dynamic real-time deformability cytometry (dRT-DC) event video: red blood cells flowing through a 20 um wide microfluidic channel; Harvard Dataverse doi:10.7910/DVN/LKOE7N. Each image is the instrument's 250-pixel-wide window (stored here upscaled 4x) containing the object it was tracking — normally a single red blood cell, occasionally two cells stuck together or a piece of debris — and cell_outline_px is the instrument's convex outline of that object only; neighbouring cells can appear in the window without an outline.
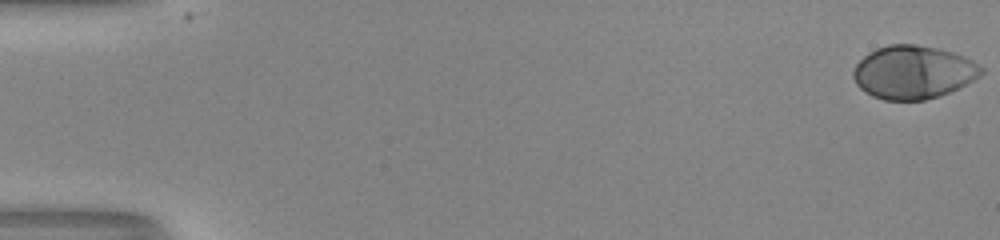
{"species": "human", "species_latin": "Homo sapiens", "temperature_condition": "room temperature", "stored_images_in_passage": 54, "camera_frame_rate_fps": 3000, "um_per_image_px": 0.085, "donor": {"sex": "male"}, "frame": {"image": 1, "passage_image": 1, "time_ms": 0.0, "image_size_px": [1000, 240], "cell_outline_px": [[984, 72], [980, 76], [948, 92], [924, 100], [884, 100], [872, 96], [860, 88], [856, 84], [852, 76], [852, 72], [856, 64], [868, 52], [876, 48], [888, 44], [916, 44], [936, 48], [952, 52], [964, 56], [972, 60], [984, 68]], "centroid_in_image_um": [77.59, 6.12], "position_along_channel_um": 7.4, "area_um2": 39.59}}
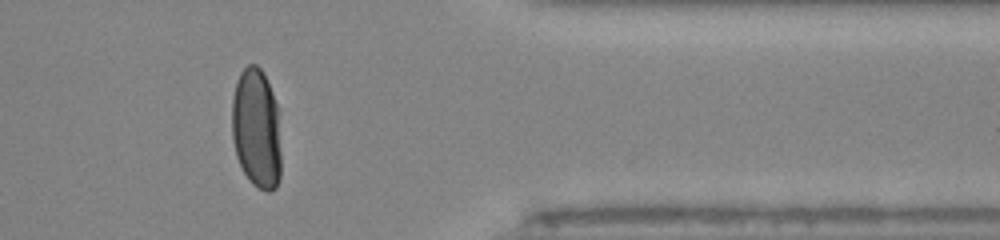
{"frame": {"image": 2, "passage_image": 45, "time_ms": 14.667, "image_size_px": [1000, 240], "cell_outline_px": [[280, 176], [276, 188], [268, 192], [252, 184], [248, 180], [236, 156], [232, 140], [232, 96], [236, 80], [240, 72], [248, 64], [256, 64], [260, 68], [272, 92], [276, 104], [280, 152]], "centroid_in_image_um": [21.76, 10.94], "position_along_channel_um": 389.6, "area_um2": 34.33}}
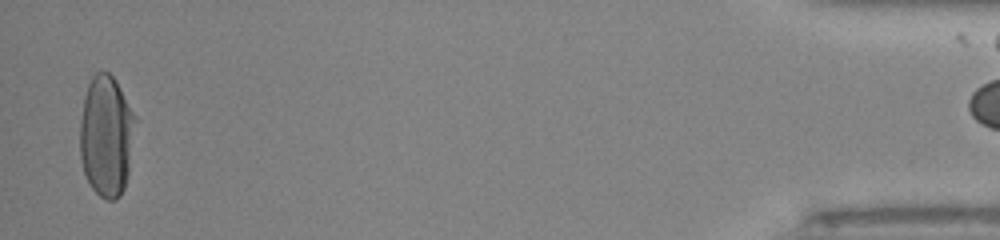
{"frame": {"image": 3, "passage_image": 53, "time_ms": 17.333, "image_size_px": [1000, 240], "cell_outline_px": [[136, 120], [128, 176], [124, 188], [120, 196], [116, 200], [108, 200], [100, 196], [88, 184], [80, 160], [80, 120], [84, 96], [88, 84], [92, 76], [96, 72], [108, 72], [116, 80], [136, 116]], "centroid_in_image_um": [9.03, 11.56], "position_along_channel_um": 426.2, "area_um2": 39.54}}